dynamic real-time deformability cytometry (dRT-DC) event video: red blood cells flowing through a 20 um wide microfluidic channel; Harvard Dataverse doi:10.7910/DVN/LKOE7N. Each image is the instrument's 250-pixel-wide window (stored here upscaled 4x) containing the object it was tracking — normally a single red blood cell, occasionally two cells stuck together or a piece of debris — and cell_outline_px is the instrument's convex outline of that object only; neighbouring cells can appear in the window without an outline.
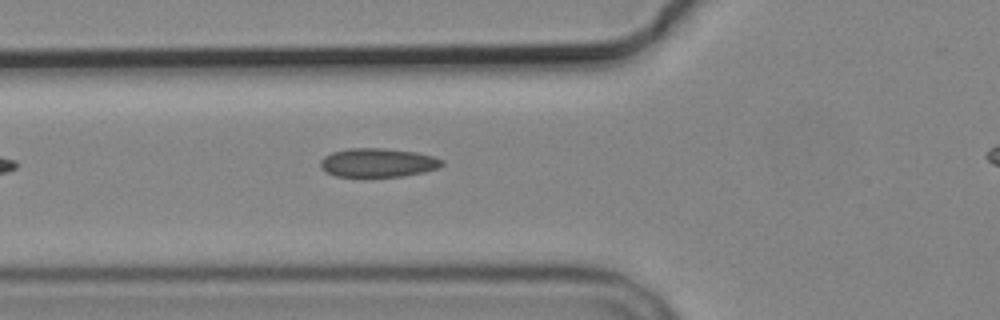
{"species": "common noctule bat (a hibernating species)", "species_latin": "Nyctalus noctula", "temperature_condition": "cold", "stored_images_in_passage": 6, "segment_of_instrument_passage": [1, 2], "camera_frame_rate_fps": 3000, "um_per_image_px": 0.085, "animal": {"sex": "male", "body_mass_g": 19.2, "forearm_length_mm": 51.8}, "frame": {"image": 1, "passage_image": 5, "time_ms": 5.667, "image_size_px": [1000, 320], "cell_outline_px": [[444, 164], [436, 168], [424, 172], [400, 176], [336, 176], [324, 172], [320, 168], [320, 160], [324, 156], [332, 152], [348, 148], [384, 148], [416, 152], [432, 156], [444, 160]], "centroid_in_image_um": [32.08, 13.82], "position_along_channel_um": 93.7, "area_um2": 20.4}}